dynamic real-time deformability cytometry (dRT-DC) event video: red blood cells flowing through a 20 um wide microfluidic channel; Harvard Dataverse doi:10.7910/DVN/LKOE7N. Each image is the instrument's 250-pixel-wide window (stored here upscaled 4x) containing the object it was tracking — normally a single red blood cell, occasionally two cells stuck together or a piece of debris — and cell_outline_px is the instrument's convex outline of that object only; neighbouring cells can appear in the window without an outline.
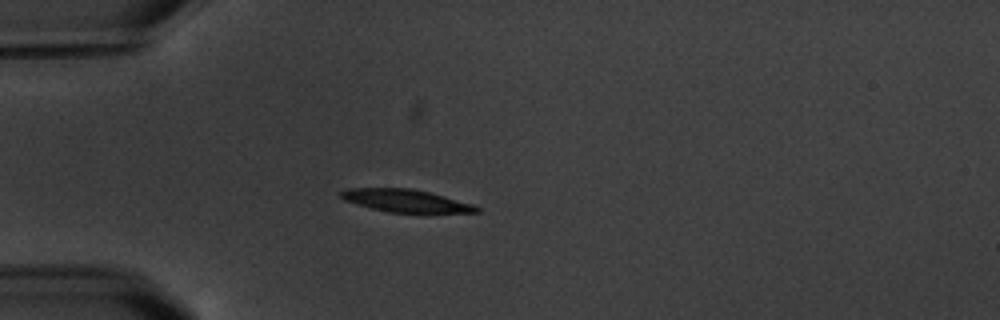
{"species": "common noctule bat (a hibernating species)", "species_latin": "Nyctalus noctula", "temperature_condition": "warm", "stored_images_in_passage": 12, "camera_frame_rate_fps": 3000, "um_per_image_px": 0.085, "animal": {"sex": "male", "body_mass_g": 20.1, "forearm_length_mm": 53.5}, "frame": {"image": 1, "passage_image": 1, "time_ms": 0.0, "image_size_px": [1000, 320], "cell_outline_px": [[480, 212], [428, 216], [388, 212], [356, 204], [344, 200], [340, 196], [340, 192], [348, 188], [412, 188], [444, 196], [472, 204], [480, 208]], "centroid_in_image_um": [34.61, 17.13], "position_along_channel_um": 50.4, "area_um2": 18.9}}
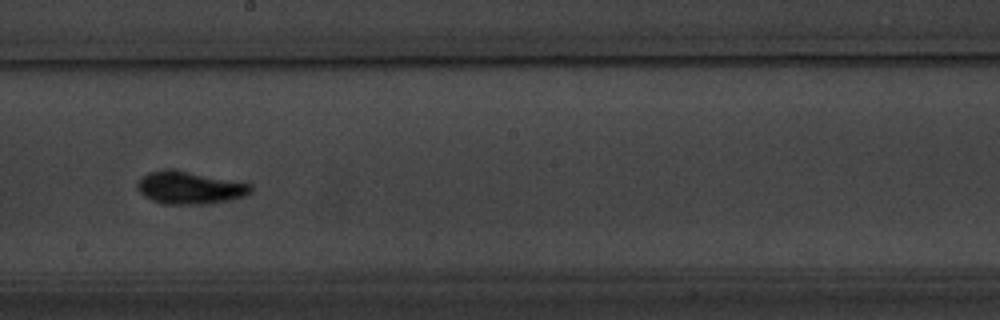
{"frame": {"image": 2, "passage_image": 6, "time_ms": 5.667, "image_size_px": [1000, 320], "cell_outline_px": [[252, 192], [244, 196], [228, 200], [208, 204], [164, 204], [152, 200], [144, 196], [136, 188], [136, 180], [140, 176], [148, 172], [188, 172], [252, 184]], "centroid_in_image_um": [16.11, 16.0], "position_along_channel_um": 232.1, "area_um2": 20.98}}
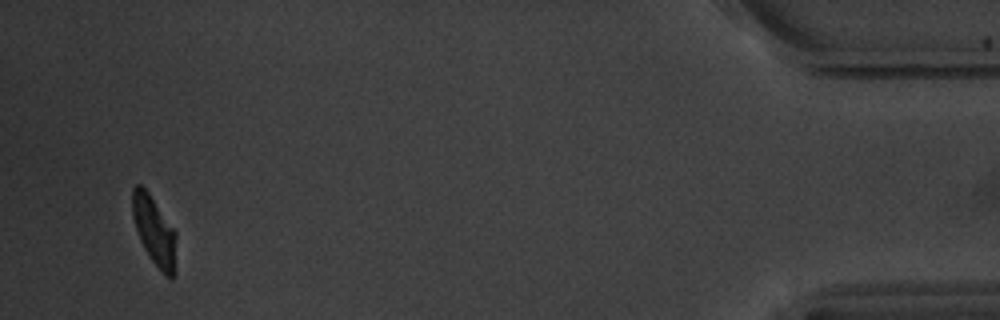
{"frame": {"image": 3, "passage_image": 12, "time_ms": 13.333, "image_size_px": [1000, 320], "cell_outline_px": [[176, 272], [172, 276], [164, 276], [152, 260], [144, 248], [140, 240], [132, 216], [132, 188], [136, 184], [140, 184], [148, 192], [176, 232]], "centroid_in_image_um": [13.12, 19.64], "position_along_channel_um": 422.1, "area_um2": 17.57}, "authors_computed_cell_mechanics": {"area_um2": 19.7676, "velocity_mm_per_s": 3.445, "shape_relaxation_time_tau1_ms": 1.9563, "shape_relaxation_time_tau2_ms": 0.9571, "deformation_change_tau1": 0.1155, "deformation_change_tau2": 0.0612}}